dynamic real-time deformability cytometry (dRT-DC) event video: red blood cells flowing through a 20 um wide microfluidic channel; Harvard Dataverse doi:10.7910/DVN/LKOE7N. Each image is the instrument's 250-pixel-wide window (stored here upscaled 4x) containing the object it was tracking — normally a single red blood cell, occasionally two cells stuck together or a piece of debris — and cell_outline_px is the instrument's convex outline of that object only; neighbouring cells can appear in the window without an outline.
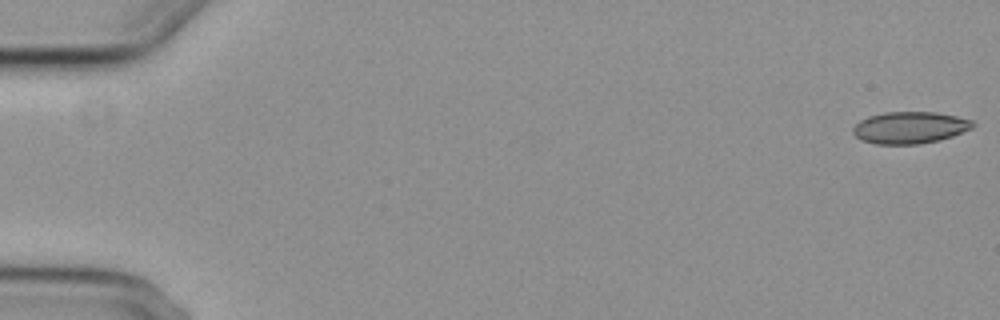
{"species": "common noctule bat (a hibernating species)", "species_latin": "Nyctalus noctula", "temperature_condition": "cold", "stored_images_in_passage": 10, "camera_frame_rate_fps": 3000, "um_per_image_px": 0.085, "animal": {"sex": "female", "body_mass_g": 29.2, "forearm_length_mm": 56.3}, "frame": {"image": 1, "passage_image": 1, "time_ms": 0.0, "image_size_px": [1000, 320], "cell_outline_px": [[976, 124], [972, 128], [952, 136], [940, 140], [920, 144], [876, 144], [860, 140], [852, 132], [852, 128], [860, 120], [868, 116], [884, 112], [936, 112], [956, 116], [972, 120]], "centroid_in_image_um": [77.32, 10.84], "position_along_channel_um": 7.7, "area_um2": 22.37}}